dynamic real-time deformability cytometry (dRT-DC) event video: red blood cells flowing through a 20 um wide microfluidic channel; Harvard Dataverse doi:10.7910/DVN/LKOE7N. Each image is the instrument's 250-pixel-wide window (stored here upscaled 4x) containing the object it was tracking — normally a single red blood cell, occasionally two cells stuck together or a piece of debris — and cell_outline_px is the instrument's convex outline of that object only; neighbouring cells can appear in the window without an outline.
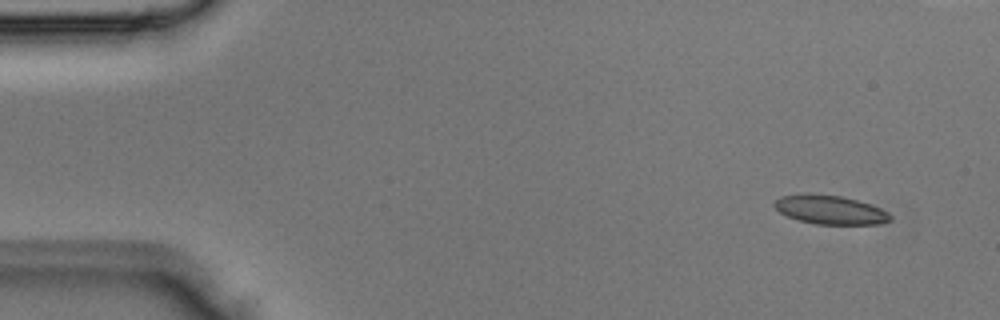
{"species": "Egyptian fruit bat (a non-hibernating species)", "species_latin": "Rousettus aegyptiacus", "temperature_condition": "room temperature", "stored_images_in_passage": 4, "camera_frame_rate_fps": 3000, "um_per_image_px": 0.085, "animal": {"sex": "male"}, "frame": {"image": 1, "passage_image": 1, "time_ms": 0.0, "image_size_px": [1000, 320], "cell_outline_px": [[892, 220], [880, 224], [816, 224], [800, 220], [788, 216], [780, 212], [772, 204], [780, 196], [804, 192], [840, 196], [856, 200], [880, 208], [888, 212], [892, 216]], "centroid_in_image_um": [70.54, 17.82], "position_along_channel_um": 14.5, "area_um2": 19.54}}